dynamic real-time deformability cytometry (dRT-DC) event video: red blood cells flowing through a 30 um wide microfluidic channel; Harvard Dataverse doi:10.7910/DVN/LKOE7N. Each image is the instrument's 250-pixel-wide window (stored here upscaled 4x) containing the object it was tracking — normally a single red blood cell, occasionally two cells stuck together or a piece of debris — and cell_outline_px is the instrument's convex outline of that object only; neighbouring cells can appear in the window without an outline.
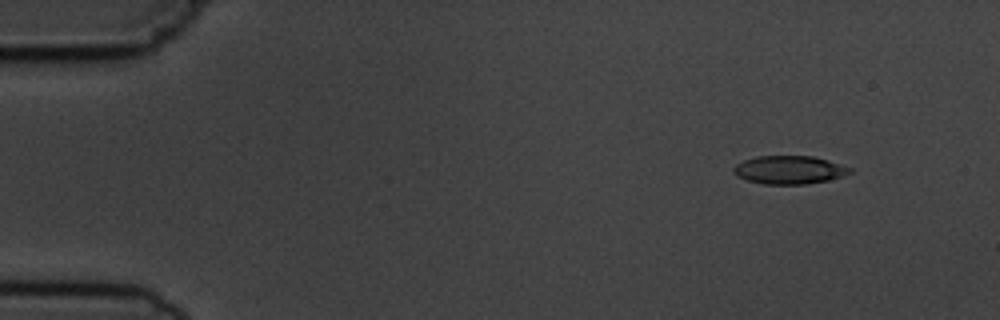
{"species": "common noctule bat (a hibernating species)", "species_latin": "Nyctalus noctula", "temperature_condition": "cold", "stored_images_in_passage": 5, "camera_frame_rate_fps": 3000, "um_per_image_px": 0.085, "animal": {"sex": "male", "body_mass_g": 19.5, "forearm_length_mm": 54.6}, "frame": {"image": 1, "passage_image": 2, "time_ms": 1.333, "image_size_px": [1000, 320], "cell_outline_px": [[852, 172], [828, 180], [804, 184], [764, 184], [748, 180], [736, 176], [732, 172], [732, 168], [736, 164], [744, 160], [756, 156], [812, 156], [828, 160], [852, 168]], "centroid_in_image_um": [67.05, 14.43], "position_along_channel_um": 18.0, "area_um2": 19.07}}
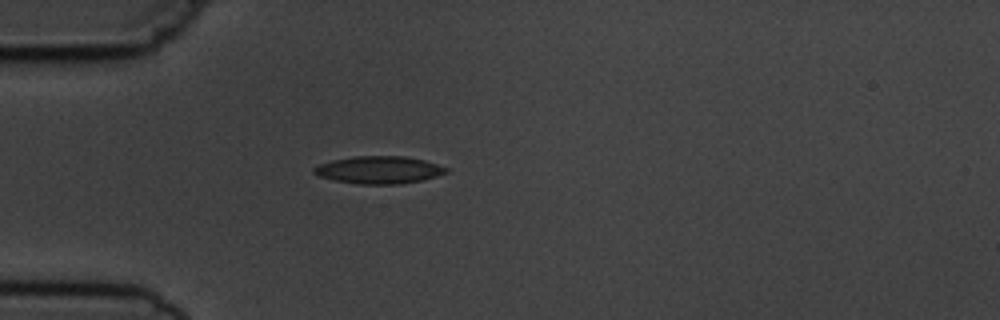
{"frame": {"image": 2, "passage_image": 5, "time_ms": 4.667, "image_size_px": [1000, 320], "cell_outline_px": [[448, 172], [436, 176], [420, 180], [400, 184], [356, 184], [316, 176], [312, 172], [312, 168], [320, 164], [332, 160], [356, 156], [404, 156], [424, 160], [448, 168]], "centroid_in_image_um": [32.17, 14.44], "position_along_channel_um": 52.8, "area_um2": 21.1}}